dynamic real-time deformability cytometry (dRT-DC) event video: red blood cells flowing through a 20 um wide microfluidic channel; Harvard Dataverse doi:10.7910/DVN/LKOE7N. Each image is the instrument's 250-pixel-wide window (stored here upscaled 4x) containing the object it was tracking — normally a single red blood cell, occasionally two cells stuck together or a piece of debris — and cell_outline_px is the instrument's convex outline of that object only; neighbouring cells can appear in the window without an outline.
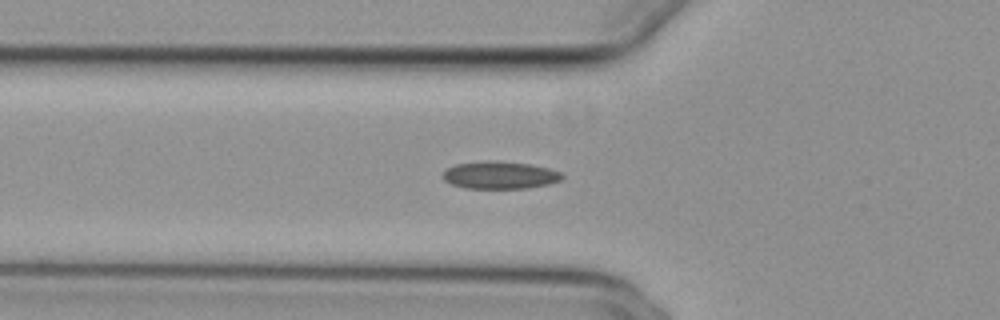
{"species": "common noctule bat (a hibernating species)", "species_latin": "Nyctalus noctula", "temperature_condition": "cold", "stored_images_in_passage": 32, "camera_frame_rate_fps": 3000, "um_per_image_px": 0.085, "animal": {"sex": "female", "body_mass_g": 29.2, "forearm_length_mm": 56.3}, "frame": {"image": 1, "passage_image": 2, "time_ms": 0.333, "image_size_px": [1000, 320], "cell_outline_px": [[564, 176], [560, 180], [548, 184], [528, 188], [464, 188], [452, 184], [444, 180], [440, 176], [448, 168], [456, 164], [488, 160], [496, 160], [528, 164], [548, 168], [560, 172]], "centroid_in_image_um": [42.46, 14.88], "position_along_channel_um": 83.3, "area_um2": 19.07}}
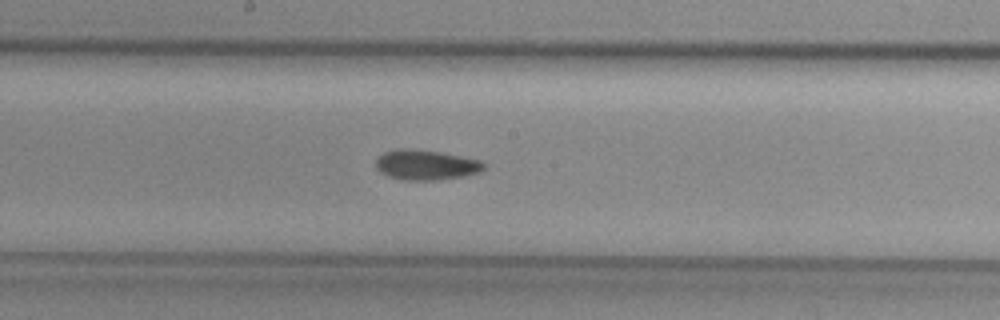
{"frame": {"image": 2, "passage_image": 12, "time_ms": 3.667, "image_size_px": [1000, 320], "cell_outline_px": [[484, 168], [480, 172], [464, 176], [440, 180], [404, 180], [388, 176], [380, 172], [376, 168], [376, 160], [384, 152], [396, 148], [404, 148], [440, 152], [480, 160], [484, 164]], "centroid_in_image_um": [36.19, 14.02], "position_along_channel_um": 212.0, "area_um2": 18.9}}
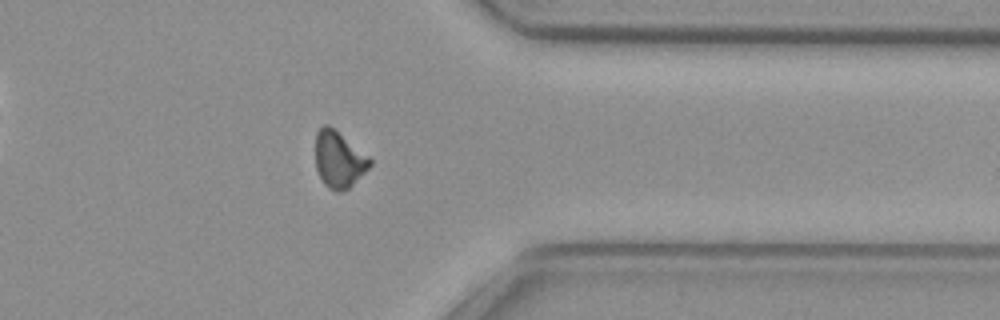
{"frame": {"image": 3, "passage_image": 26, "time_ms": 8.333, "image_size_px": [1000, 320], "cell_outline_px": [[372, 164], [348, 188], [340, 192], [336, 192], [328, 188], [324, 184], [316, 168], [316, 132], [324, 124], [328, 124], [368, 156], [372, 160]], "centroid_in_image_um": [28.78, 13.56], "position_along_channel_um": 382.6, "area_um2": 17.57}}